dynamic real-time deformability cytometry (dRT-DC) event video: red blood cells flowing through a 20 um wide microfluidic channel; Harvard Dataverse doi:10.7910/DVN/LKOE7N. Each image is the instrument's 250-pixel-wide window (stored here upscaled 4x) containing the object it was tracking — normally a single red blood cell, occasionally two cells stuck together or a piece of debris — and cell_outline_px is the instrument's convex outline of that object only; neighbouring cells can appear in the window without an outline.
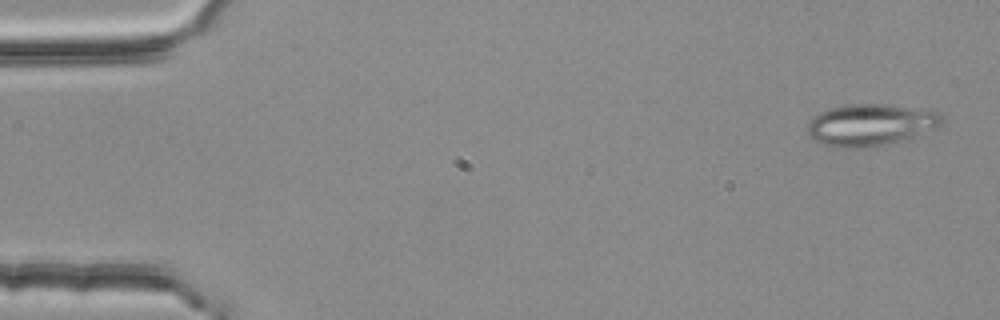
{"species": "common noctule bat (a hibernating species)", "species_latin": "Nyctalus noctula", "temperature_condition": "room temperature", "stored_images_in_passage": 53, "camera_frame_rate_fps": 3000, "um_per_image_px": 0.085, "animal": {"sex": "female", "body_mass_g": 25.1}, "frame": {"image": 1, "passage_image": 2, "time_ms": 0.333, "image_size_px": [1000, 320], "cell_outline_px": [[944, 120], [940, 124], [932, 128], [912, 136], [884, 144], [856, 148], [836, 148], [812, 140], [808, 136], [808, 124], [812, 116], [820, 112], [832, 108], [852, 104], [888, 104], [932, 108], [940, 112], [944, 116]], "centroid_in_image_um": [74.0, 10.58], "position_along_channel_um": 11.0, "area_um2": 32.77}}
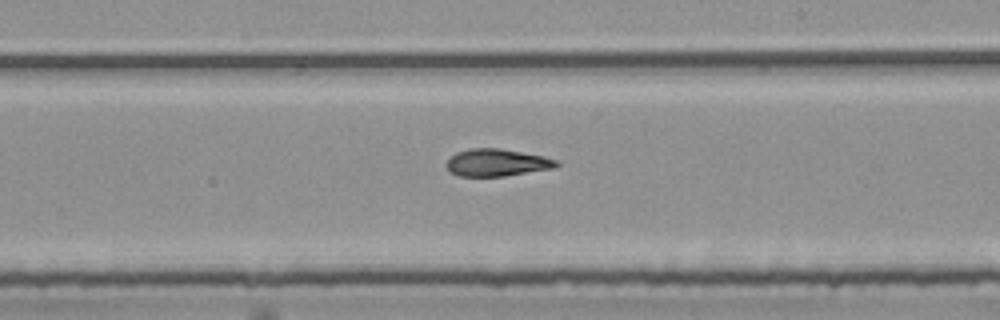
{"frame": {"image": 2, "passage_image": 31, "time_ms": 10.0, "image_size_px": [1000, 320], "cell_outline_px": [[560, 164], [556, 168], [504, 176], [460, 176], [452, 172], [448, 168], [448, 160], [456, 152], [468, 148], [500, 148], [544, 156], [560, 160]], "centroid_in_image_um": [42.31, 13.81], "position_along_channel_um": 246.7, "area_um2": 17.51}}
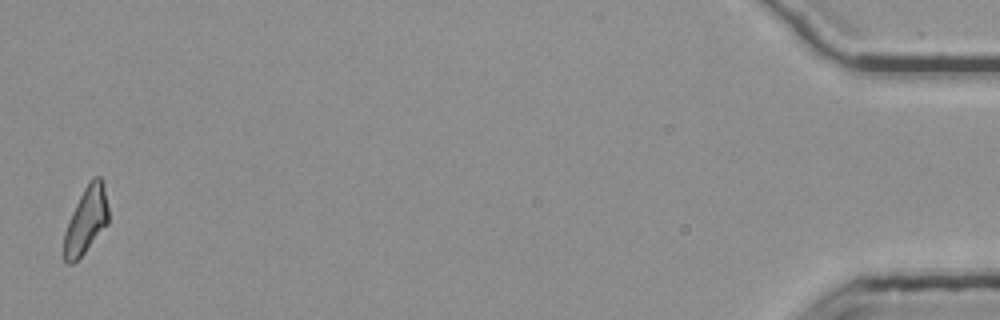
{"frame": {"image": 3, "passage_image": 53, "time_ms": 17.333, "image_size_px": [1000, 320], "cell_outline_px": [[108, 224], [84, 252], [72, 264], [68, 264], [64, 260], [64, 232], [72, 212], [84, 188], [92, 176], [100, 176], [104, 180], [108, 208]], "centroid_in_image_um": [7.33, 18.68], "position_along_channel_um": 427.9, "area_um2": 17.22}, "authors_computed_cell_mechanics": {"area_um2": 17.8024, "velocity_mm_per_s": 3.7993, "shape_relaxation_time_tau1_ms": null, "shape_relaxation_time_tau2_ms": 3.8915, "deformation_change_tau1": null, "deformation_change_tau2": 0.1307}}